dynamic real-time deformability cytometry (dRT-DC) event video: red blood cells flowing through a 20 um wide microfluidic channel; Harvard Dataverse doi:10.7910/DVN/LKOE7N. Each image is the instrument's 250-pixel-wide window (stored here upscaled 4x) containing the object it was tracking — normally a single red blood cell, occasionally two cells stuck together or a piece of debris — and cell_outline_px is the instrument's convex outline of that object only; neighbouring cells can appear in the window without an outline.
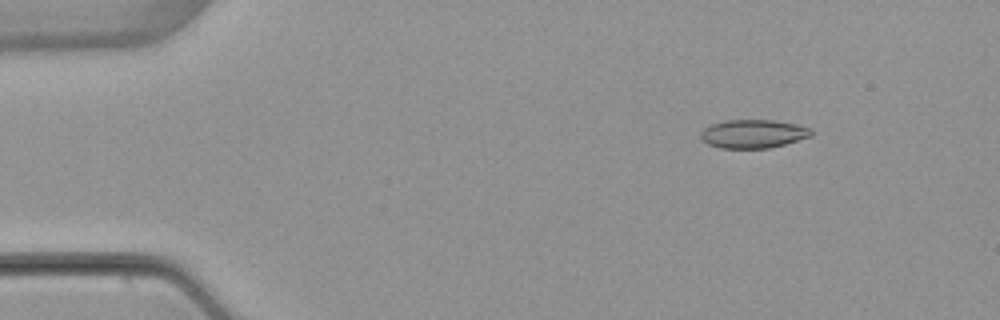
{"species": "common noctule bat (a hibernating species)", "species_latin": "Nyctalus noctula", "temperature_condition": "warm", "stored_images_in_passage": 3, "camera_frame_rate_fps": 3000, "um_per_image_px": 0.085, "animal": {"sex": "female", "body_mass_g": 22.7, "forearm_length_mm": 54.2}, "frame": {"image": 1, "passage_image": 1, "time_ms": 0.0, "image_size_px": [1000, 320], "cell_outline_px": [[812, 136], [784, 144], [768, 148], [720, 148], [708, 144], [700, 140], [700, 132], [704, 128], [712, 124], [724, 120], [776, 120], [796, 124], [812, 128]], "centroid_in_image_um": [64.01, 11.37], "position_along_channel_um": 21.0, "area_um2": 18.5}}